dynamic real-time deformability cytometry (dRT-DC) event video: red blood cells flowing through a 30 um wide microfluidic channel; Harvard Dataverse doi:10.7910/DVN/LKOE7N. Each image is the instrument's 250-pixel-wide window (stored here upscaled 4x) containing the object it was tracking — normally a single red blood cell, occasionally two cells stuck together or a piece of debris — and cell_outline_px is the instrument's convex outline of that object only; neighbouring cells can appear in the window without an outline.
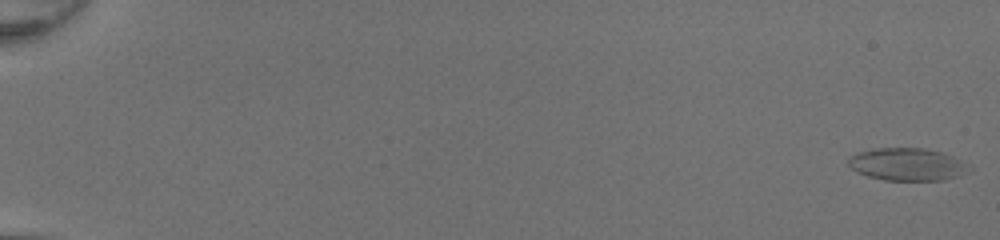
{"species": "common noctule bat (a hibernating species)", "species_latin": "Nyctalus noctula", "temperature_condition": "room temperature", "stored_images_in_passage": 53, "camera_frame_rate_fps": 3000, "um_per_image_px": 0.085, "animal": {"sex": "female", "body_mass_g": 20.0, "forearm_length_mm": 54.0}, "frame": {"image": 1, "passage_image": 2, "time_ms": 0.333, "image_size_px": [1000, 240], "cell_outline_px": [[972, 168], [968, 172], [944, 180], [884, 180], [868, 176], [856, 172], [848, 164], [848, 156], [872, 148], [924, 148], [940, 152], [952, 156]], "centroid_in_image_um": [77.08, 13.97], "position_along_channel_um": 7.9, "area_um2": 22.77}}
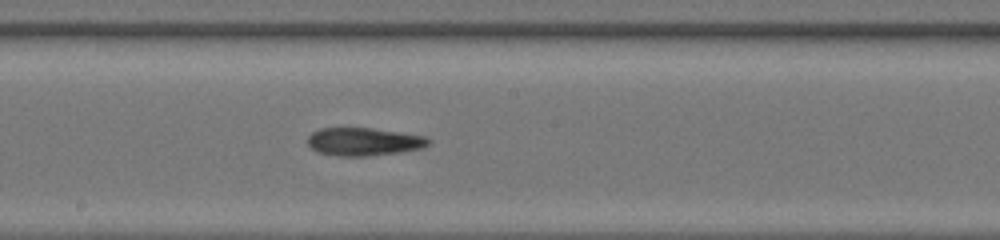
{"frame": {"image": 2, "passage_image": 32, "time_ms": 10.333, "image_size_px": [1000, 240], "cell_outline_px": [[432, 140], [424, 148], [400, 152], [368, 156], [340, 156], [320, 152], [312, 148], [308, 144], [308, 136], [312, 132], [320, 128], [372, 128], [424, 136]], "centroid_in_image_um": [30.94, 12.04], "position_along_channel_um": 217.3, "area_um2": 19.59}}
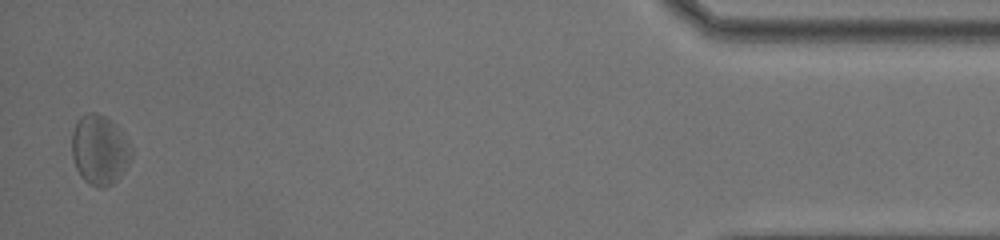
{"frame": {"image": 3, "passage_image": 52, "time_ms": 17.0, "image_size_px": [1000, 240], "cell_outline_px": [[132, 156], [128, 164], [116, 180], [112, 184], [104, 188], [96, 188], [88, 184], [80, 176], [76, 168], [72, 156], [72, 132], [80, 116], [88, 112], [96, 112], [112, 120], [116, 124], [132, 148]], "centroid_in_image_um": [8.45, 12.74], "position_along_channel_um": 426.7, "area_um2": 24.33}, "authors_computed_cell_mechanics": {"area_um2": 21.386, "velocity_mm_per_s": 4.2157, "shape_relaxation_time_tau1_ms": null, "shape_relaxation_time_tau2_ms": 5.447, "deformation_change_tau1": null, "deformation_change_tau2": 0.1752}}